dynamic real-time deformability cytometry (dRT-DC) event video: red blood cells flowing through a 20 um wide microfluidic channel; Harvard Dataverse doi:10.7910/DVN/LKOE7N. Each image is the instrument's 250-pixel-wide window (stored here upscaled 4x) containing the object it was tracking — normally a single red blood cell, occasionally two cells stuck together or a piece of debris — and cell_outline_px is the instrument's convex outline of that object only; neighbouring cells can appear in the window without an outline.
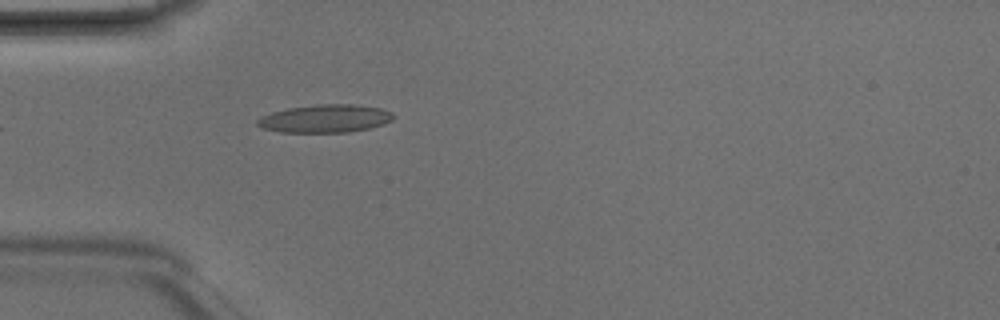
{"species": "Egyptian fruit bat (a non-hibernating species)", "species_latin": "Rousettus aegyptiacus", "temperature_condition": "room temperature", "stored_images_in_passage": 4, "camera_frame_rate_fps": 3000, "um_per_image_px": 0.085, "animal": {"sex": "male"}, "frame": {"image": 1, "passage_image": 4, "time_ms": 1.0, "image_size_px": [1000, 320], "cell_outline_px": [[392, 120], [384, 124], [368, 128], [348, 132], [280, 132], [260, 128], [256, 124], [256, 120], [260, 116], [272, 112], [288, 108], [316, 104], [352, 104], [380, 108], [392, 112]], "centroid_in_image_um": [27.58, 10.08], "position_along_channel_um": 57.4, "area_um2": 22.2}}